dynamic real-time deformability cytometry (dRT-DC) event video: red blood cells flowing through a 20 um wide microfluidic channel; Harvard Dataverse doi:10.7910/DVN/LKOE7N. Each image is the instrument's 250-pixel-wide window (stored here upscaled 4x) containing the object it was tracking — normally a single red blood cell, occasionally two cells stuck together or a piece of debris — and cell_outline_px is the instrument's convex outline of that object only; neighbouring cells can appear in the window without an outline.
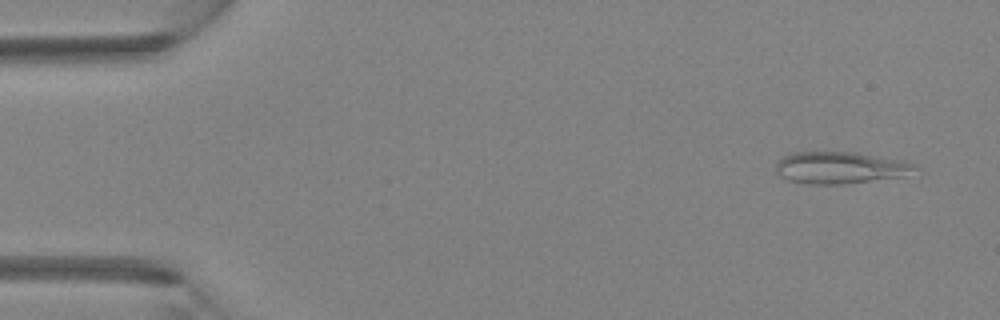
{"species": "Egyptian fruit bat (a non-hibernating species)", "species_latin": "Rousettus aegyptiacus", "temperature_condition": "room temperature", "stored_images_in_passage": 45, "camera_frame_rate_fps": 3000, "um_per_image_px": 0.085, "animal": {"sex": "female"}, "frame": {"image": 1, "passage_image": 3, "time_ms": 0.667, "image_size_px": [1000, 320], "cell_outline_px": [[924, 172], [920, 176], [844, 184], [808, 184], [788, 180], [780, 176], [776, 172], [776, 164], [780, 156], [792, 152], [856, 152], [900, 160], [916, 164]], "centroid_in_image_um": [71.59, 14.27], "position_along_channel_um": 13.4, "area_um2": 27.05}}
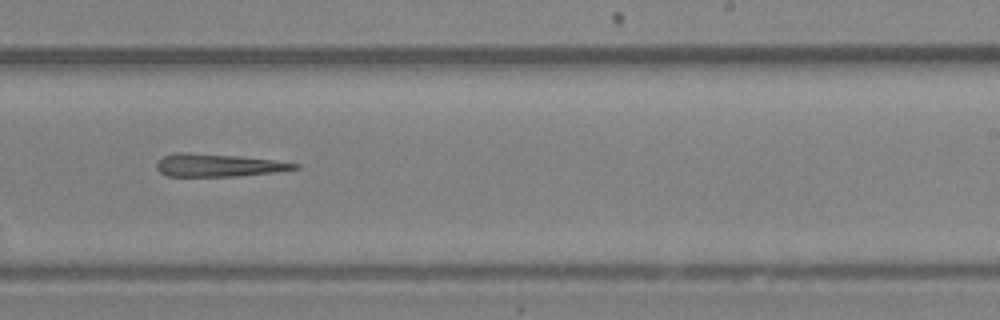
{"frame": {"image": 2, "passage_image": 28, "time_ms": 9.0, "image_size_px": [1000, 320], "cell_outline_px": [[300, 168], [276, 172], [236, 176], [168, 176], [160, 172], [156, 168], [156, 164], [164, 156], [172, 152], [184, 152], [240, 156], [272, 160], [300, 164]], "centroid_in_image_um": [18.54, 14.04], "position_along_channel_um": 270.5, "area_um2": 18.26}}
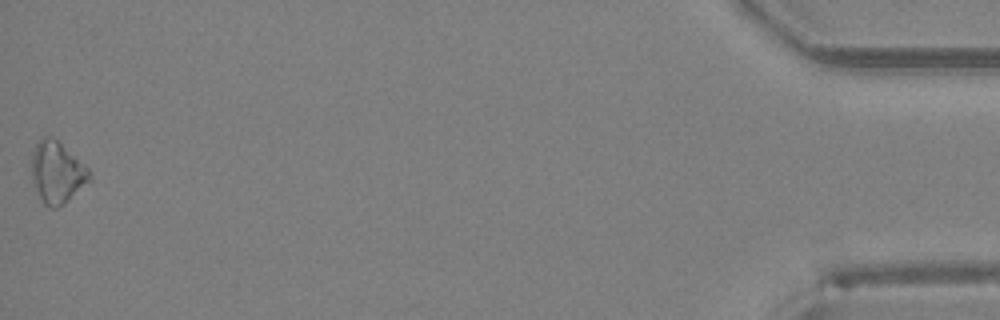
{"frame": {"image": 3, "passage_image": 45, "time_ms": 14.667, "image_size_px": [1000, 320], "cell_outline_px": [[92, 180], [64, 204], [56, 208], [48, 208], [40, 200], [32, 184], [32, 152], [36, 144], [44, 136], [52, 136], [88, 168], [92, 176]], "centroid_in_image_um": [4.84, 14.7], "position_along_channel_um": 430.4, "area_um2": 20.92}}